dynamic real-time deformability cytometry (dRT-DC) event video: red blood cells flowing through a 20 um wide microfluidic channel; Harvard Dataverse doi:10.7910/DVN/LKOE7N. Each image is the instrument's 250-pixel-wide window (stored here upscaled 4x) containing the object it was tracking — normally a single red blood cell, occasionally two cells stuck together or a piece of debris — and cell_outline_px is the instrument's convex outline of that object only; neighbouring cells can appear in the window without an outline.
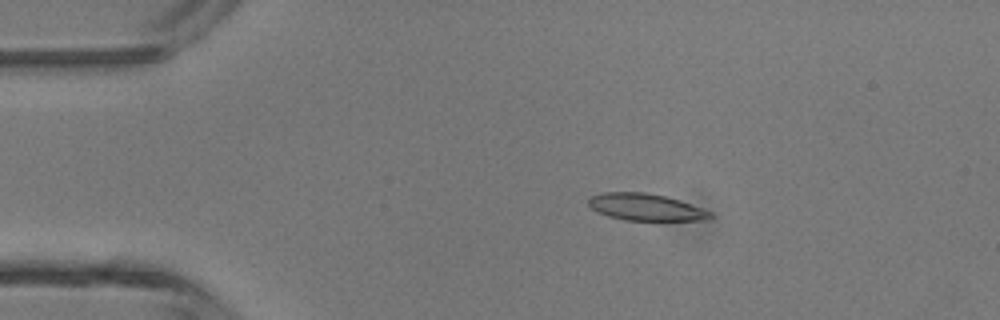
{"species": "common noctule bat (a hibernating species)", "species_latin": "Nyctalus noctula", "temperature_condition": "room temperature", "stored_images_in_passage": 2, "camera_frame_rate_fps": 3000, "um_per_image_px": 0.085, "animal": {"sex": "male", "body_mass_g": 13.3}, "frame": {"image": 1, "passage_image": 1, "time_ms": 0.0, "image_size_px": [1000, 320], "cell_outline_px": [[712, 216], [708, 220], [624, 220], [608, 216], [596, 212], [588, 204], [588, 196], [604, 192], [644, 192], [664, 196], [680, 200], [712, 212]], "centroid_in_image_um": [54.85, 17.6], "position_along_channel_um": 30.2, "area_um2": 19.13}}